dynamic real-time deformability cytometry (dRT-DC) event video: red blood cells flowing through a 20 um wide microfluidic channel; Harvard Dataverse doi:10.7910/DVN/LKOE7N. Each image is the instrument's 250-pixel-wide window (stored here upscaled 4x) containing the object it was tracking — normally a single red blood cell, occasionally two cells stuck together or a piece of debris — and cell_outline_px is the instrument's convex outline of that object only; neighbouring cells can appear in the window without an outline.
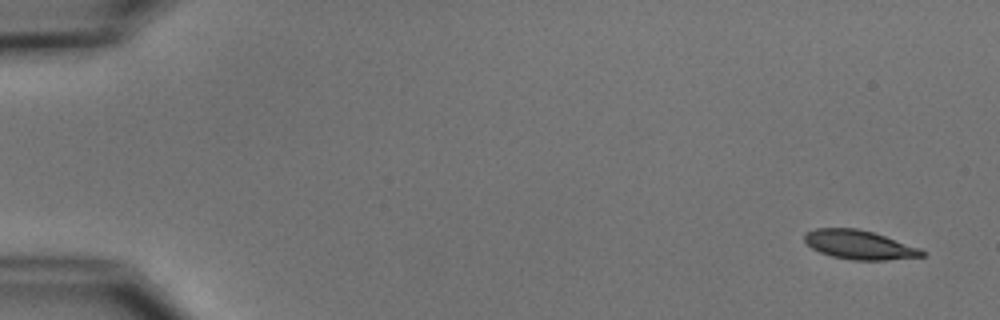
{"species": "common noctule bat (a hibernating species)", "species_latin": "Nyctalus noctula", "temperature_condition": "cold", "stored_images_in_passage": 5, "camera_frame_rate_fps": 3000, "um_per_image_px": 0.085, "animal": {"sex": "male", "body_mass_g": 15.6}, "frame": {"image": 1, "passage_image": 1, "time_ms": 0.0, "image_size_px": [1000, 320], "cell_outline_px": [[924, 256], [884, 260], [852, 260], [832, 256], [820, 252], [812, 248], [804, 240], [804, 232], [816, 228], [856, 228], [872, 232], [920, 248], [924, 252]], "centroid_in_image_um": [73.0, 20.8], "position_along_channel_um": 12.0, "area_um2": 19.65}}
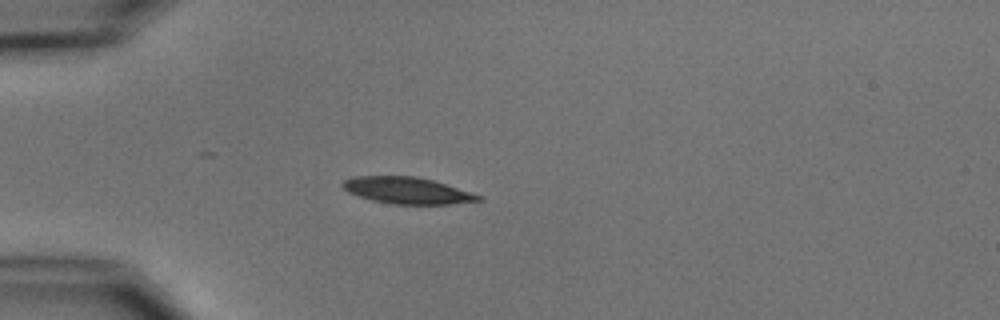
{"frame": {"image": 2, "passage_image": 4, "time_ms": 4.333, "image_size_px": [1000, 320], "cell_outline_px": [[484, 200], [448, 204], [392, 204], [372, 200], [348, 192], [340, 184], [344, 180], [352, 176], [416, 176], [432, 180], [484, 196]], "centroid_in_image_um": [34.61, 16.19], "position_along_channel_um": 50.4, "area_um2": 20.98}}